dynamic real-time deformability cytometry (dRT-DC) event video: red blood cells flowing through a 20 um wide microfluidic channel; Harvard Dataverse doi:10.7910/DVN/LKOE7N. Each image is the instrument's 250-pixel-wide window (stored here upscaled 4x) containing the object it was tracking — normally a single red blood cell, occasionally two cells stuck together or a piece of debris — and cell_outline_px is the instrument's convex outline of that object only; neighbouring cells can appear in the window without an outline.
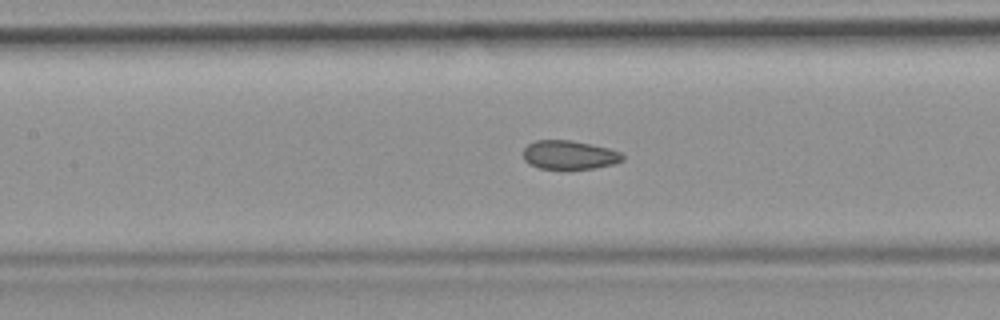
{"species": "common noctule bat (a hibernating species)", "species_latin": "Nyctalus noctula", "temperature_condition": "room temperature", "stored_images_in_passage": 50, "camera_frame_rate_fps": 3000, "um_per_image_px": 0.085, "animal": {"sex": "female", "body_mass_g": 19.9}, "frame": {"image": 1, "passage_image": 22, "time_ms": 7.0, "image_size_px": [1000, 320], "cell_outline_px": [[624, 160], [616, 164], [596, 168], [540, 168], [528, 164], [524, 160], [524, 148], [528, 144], [536, 140], [572, 140], [592, 144], [608, 148], [620, 152], [624, 156]], "centroid_in_image_um": [48.41, 13.16], "position_along_channel_um": 159.0, "area_um2": 16.7}, "authors_computed_cell_mechanics": {"area_um2": 17.7157, "velocity_mm_per_s": 3.8974, "shape_relaxation_time_tau1_ms": null, "shape_relaxation_time_tau2_ms": 1.7063, "deformation_change_tau1": null, "deformation_change_tau2": 0.0587}}